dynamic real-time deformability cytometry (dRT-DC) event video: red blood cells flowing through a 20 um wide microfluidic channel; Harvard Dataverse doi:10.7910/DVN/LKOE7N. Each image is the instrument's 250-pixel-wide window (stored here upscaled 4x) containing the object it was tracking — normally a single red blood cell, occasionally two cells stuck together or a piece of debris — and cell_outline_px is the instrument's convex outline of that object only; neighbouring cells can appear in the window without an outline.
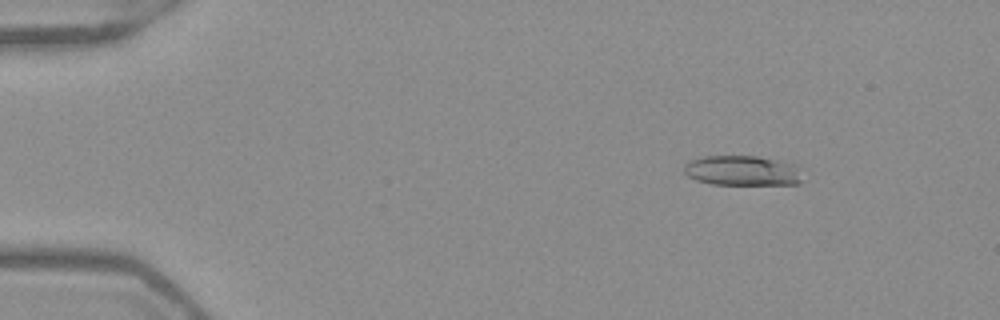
{"species": "Egyptian fruit bat (a non-hibernating species)", "species_latin": "Rousettus aegyptiacus", "temperature_condition": "warm", "stored_images_in_passage": 51, "camera_frame_rate_fps": 3000, "um_per_image_px": 0.085, "frame": {"image": 1, "passage_image": 6, "time_ms": 1.667, "image_size_px": [1000, 320], "cell_outline_px": [[800, 184], [712, 184], [696, 180], [688, 176], [684, 172], [684, 164], [692, 160], [704, 156], [756, 156], [772, 160], [796, 168], [800, 180]], "centroid_in_image_um": [62.96, 14.52], "position_along_channel_um": 22.0, "area_um2": 19.94}}
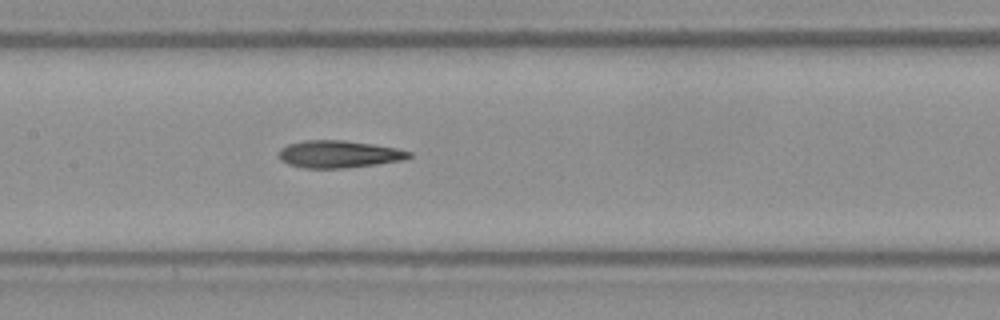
{"frame": {"image": 2, "passage_image": 25, "time_ms": 8.0, "image_size_px": [1000, 320], "cell_outline_px": [[412, 156], [404, 160], [376, 164], [344, 168], [304, 168], [288, 164], [280, 160], [276, 156], [276, 152], [280, 148], [288, 144], [304, 140], [344, 140], [372, 144], [396, 148], [412, 152]], "centroid_in_image_um": [28.75, 13.1], "position_along_channel_um": 178.7, "area_um2": 20.92}}
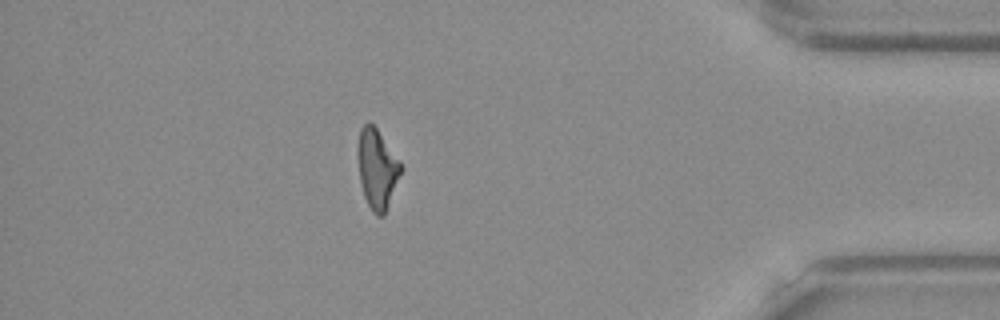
{"frame": {"image": 3, "passage_image": 45, "time_ms": 14.667, "image_size_px": [1000, 320], "cell_outline_px": [[404, 168], [384, 216], [376, 216], [372, 212], [364, 196], [360, 184], [356, 152], [356, 148], [360, 128], [368, 120], [376, 128], [400, 160]], "centroid_in_image_um": [32.04, 14.35], "position_along_channel_um": 403.2, "area_um2": 20.52}, "authors_computed_cell_mechanics": {"area_um2": 20.6924, "velocity_mm_per_s": 3.9478, "shape_relaxation_time_tau1_ms": null, "shape_relaxation_time_tau2_ms": 3.0693, "deformation_change_tau1": null, "deformation_change_tau2": 0.1178}}